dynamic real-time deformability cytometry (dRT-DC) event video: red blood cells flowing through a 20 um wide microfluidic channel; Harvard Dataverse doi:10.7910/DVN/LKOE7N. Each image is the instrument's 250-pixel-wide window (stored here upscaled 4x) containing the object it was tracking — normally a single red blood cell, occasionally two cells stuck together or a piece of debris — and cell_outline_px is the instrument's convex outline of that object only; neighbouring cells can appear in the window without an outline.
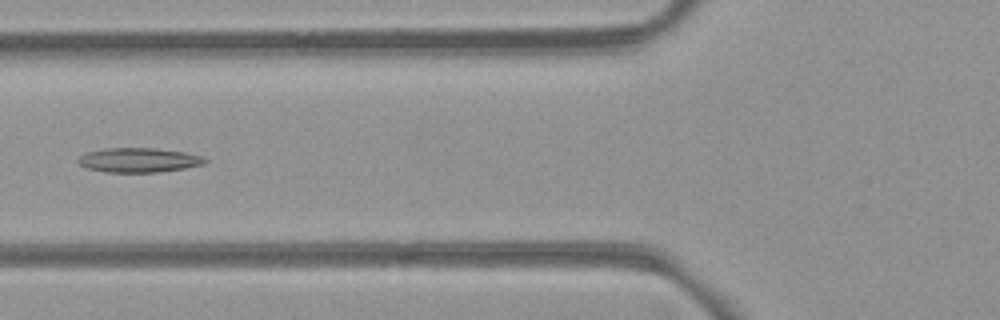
{"species": "common noctule bat (a hibernating species)", "species_latin": "Nyctalus noctula", "temperature_condition": "room temperature", "stored_images_in_passage": 6, "camera_frame_rate_fps": 3000, "um_per_image_px": 0.085, "animal": {"sex": "female", "body_mass_g": 21.9}, "frame": {"image": 1, "passage_image": 5, "time_ms": 5.667, "image_size_px": [1000, 320], "cell_outline_px": [[208, 160], [204, 164], [184, 168], [156, 172], [108, 172], [88, 168], [80, 164], [76, 160], [80, 156], [88, 152], [104, 148], [156, 148], [184, 152], [200, 156]], "centroid_in_image_um": [11.79, 13.6], "position_along_channel_um": 114.0, "area_um2": 17.86}}
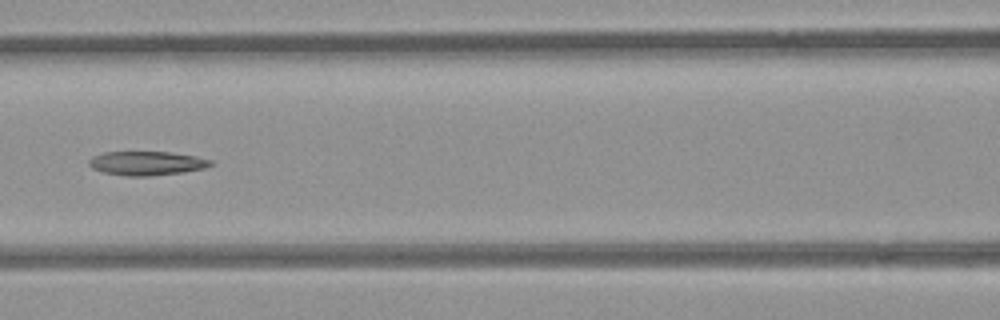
{"frame": {"image": 2, "passage_image": 6, "time_ms": 6.667, "image_size_px": [1000, 320], "cell_outline_px": [[216, 164], [204, 168], [184, 172], [148, 176], [128, 176], [104, 172], [92, 168], [88, 164], [88, 160], [92, 156], [104, 152], [168, 152], [196, 156], [212, 160]], "centroid_in_image_um": [12.49, 13.87], "position_along_channel_um": 154.1, "area_um2": 17.05}}